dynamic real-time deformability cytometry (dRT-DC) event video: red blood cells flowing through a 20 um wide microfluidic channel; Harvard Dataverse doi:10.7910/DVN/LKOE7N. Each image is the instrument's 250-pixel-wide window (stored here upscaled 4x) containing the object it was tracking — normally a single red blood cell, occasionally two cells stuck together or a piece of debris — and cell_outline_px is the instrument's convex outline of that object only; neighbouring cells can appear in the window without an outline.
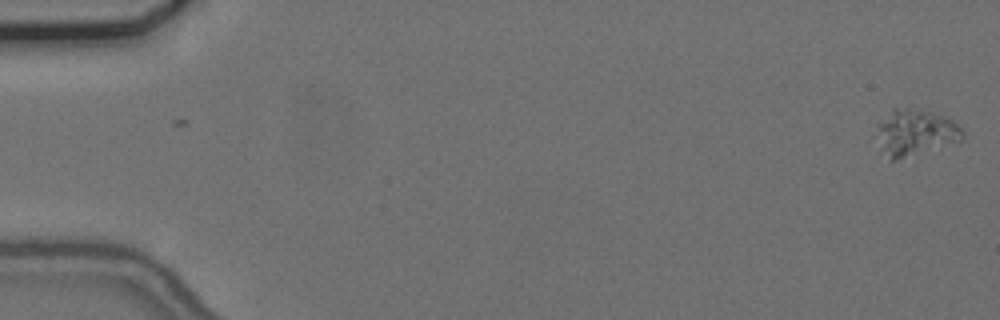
{"species": "common noctule bat (a hibernating species)", "species_latin": "Nyctalus noctula", "temperature_condition": "cold", "stored_images_in_passage": 2, "camera_frame_rate_fps": 3000, "um_per_image_px": 0.085, "animal": {"sex": "female", "body_mass_g": 24.6, "forearm_length_mm": 56.2}, "frame": {"image": 1, "passage_image": 1, "time_ms": 0.0, "image_size_px": [1000, 320], "cell_outline_px": [[964, 136], [960, 140], [892, 160], [880, 152], [872, 136], [876, 124], [892, 108], [908, 108], [932, 112], [944, 116], [960, 124], [964, 132]], "centroid_in_image_um": [77.68, 11.23], "position_along_channel_um": 7.3, "area_um2": 23.35}}